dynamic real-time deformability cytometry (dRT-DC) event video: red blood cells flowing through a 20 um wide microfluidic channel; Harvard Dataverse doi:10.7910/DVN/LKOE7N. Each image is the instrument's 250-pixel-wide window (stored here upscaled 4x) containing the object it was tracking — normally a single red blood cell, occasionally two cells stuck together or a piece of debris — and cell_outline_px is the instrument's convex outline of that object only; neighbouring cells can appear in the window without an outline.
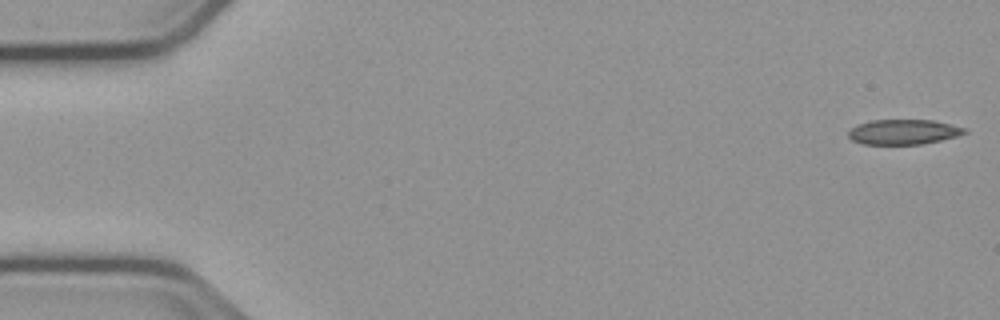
{"species": "common noctule bat (a hibernating species)", "species_latin": "Nyctalus noctula", "temperature_condition": "cold", "stored_images_in_passage": 48, "camera_frame_rate_fps": 3000, "um_per_image_px": 0.085, "animal": {"sex": "male", "body_mass_g": 23.1, "forearm_length_mm": 52.7}, "frame": {"image": 1, "passage_image": 1, "time_ms": 0.0, "image_size_px": [1000, 320], "cell_outline_px": [[968, 132], [956, 136], [940, 140], [920, 144], [864, 144], [852, 140], [848, 136], [848, 132], [856, 124], [872, 120], [932, 120], [968, 128]], "centroid_in_image_um": [76.79, 11.21], "position_along_channel_um": 8.2, "area_um2": 16.88}}
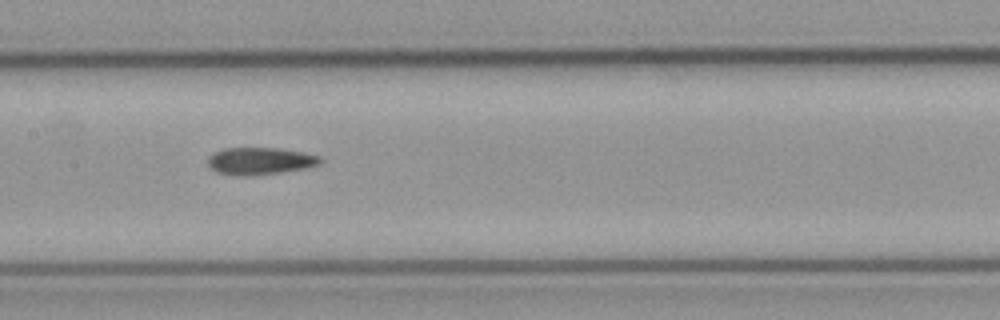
{"frame": {"image": 2, "passage_image": 26, "time_ms": 8.333, "image_size_px": [1000, 320], "cell_outline_px": [[324, 160], [320, 164], [304, 168], [280, 172], [244, 176], [216, 172], [208, 164], [208, 156], [212, 152], [224, 148], [280, 148], [304, 152], [320, 156]], "centroid_in_image_um": [22.11, 13.66], "position_along_channel_um": 185.3, "area_um2": 17.8}}
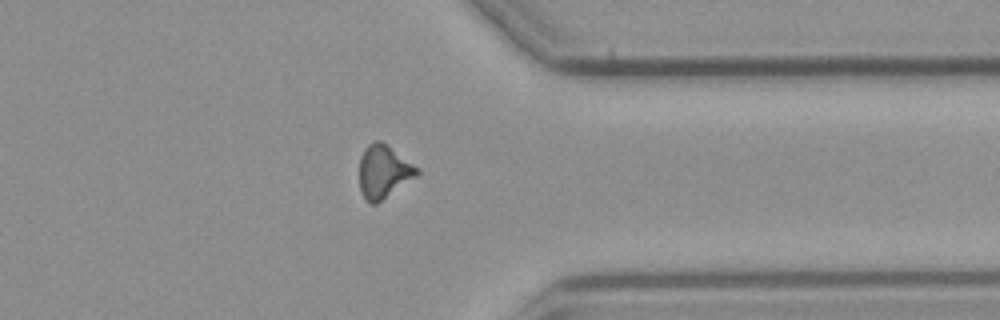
{"frame": {"image": 3, "passage_image": 42, "time_ms": 13.667, "image_size_px": [1000, 320], "cell_outline_px": [[420, 172], [416, 176], [376, 204], [372, 204], [364, 196], [360, 188], [360, 156], [364, 148], [372, 140], [380, 140], [420, 168]], "centroid_in_image_um": [32.61, 14.55], "position_along_channel_um": 378.8, "area_um2": 17.63}, "authors_computed_cell_mechanics": {"area_um2": 17.5134, "velocity_mm_per_s": 3.7835, "shape_relaxation_time_tau1_ms": null, "shape_relaxation_time_tau2_ms": 8.68, "deformation_change_tau1": null, "deformation_change_tau2": 0.1703}}